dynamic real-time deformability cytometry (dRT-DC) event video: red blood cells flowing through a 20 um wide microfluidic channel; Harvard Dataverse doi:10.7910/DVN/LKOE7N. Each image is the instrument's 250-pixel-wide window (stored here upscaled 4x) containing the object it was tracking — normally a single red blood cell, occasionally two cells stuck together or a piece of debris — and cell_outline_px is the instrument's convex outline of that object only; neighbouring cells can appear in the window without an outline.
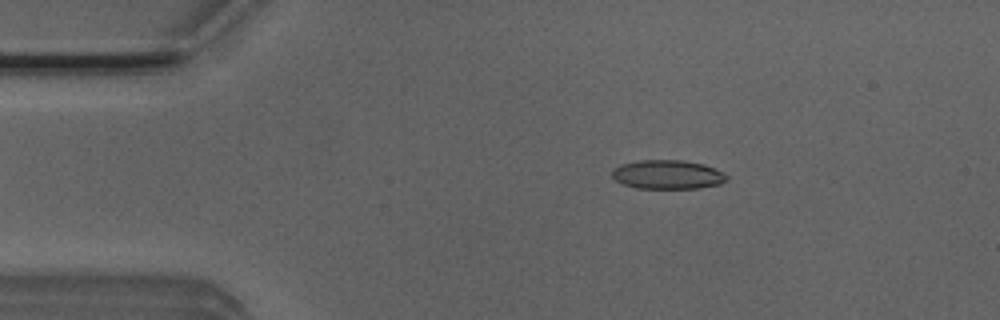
{"species": "Egyptian fruit bat (a non-hibernating species)", "species_latin": "Rousettus aegyptiacus", "temperature_condition": "room temperature", "stored_images_in_passage": 7, "camera_frame_rate_fps": 3000, "um_per_image_px": 0.085, "animal": {"sex": "male"}, "frame": {"image": 1, "passage_image": 1, "time_ms": 0.0, "image_size_px": [1000, 320], "cell_outline_px": [[728, 180], [720, 184], [696, 188], [636, 188], [620, 184], [612, 176], [612, 168], [620, 164], [640, 160], [680, 160], [704, 164], [728, 176]], "centroid_in_image_um": [56.69, 14.84], "position_along_channel_um": 28.3, "area_um2": 19.36}}
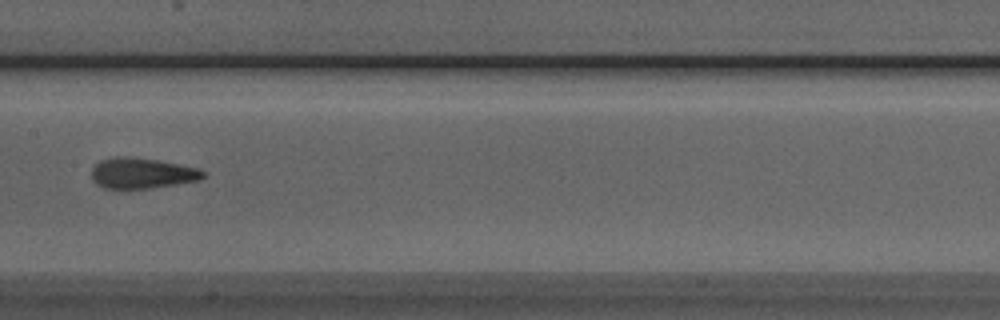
{"frame": {"image": 2, "passage_image": 6, "time_ms": 1.667, "image_size_px": [1000, 320], "cell_outline_px": [[204, 176], [200, 180], [152, 188], [104, 188], [96, 184], [92, 180], [92, 168], [100, 160], [116, 156], [128, 156], [156, 160], [200, 168], [204, 172]], "centroid_in_image_um": [12.05, 14.72], "position_along_channel_um": 195.3, "area_um2": 19.88}}
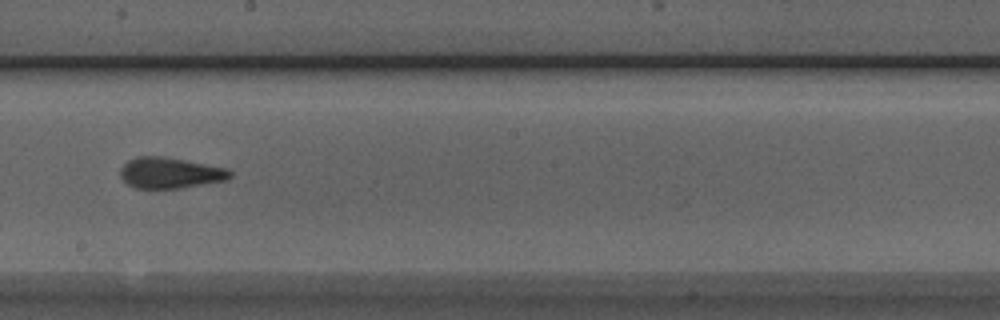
{"frame": {"image": 3, "passage_image": 7, "time_ms": 2.0, "image_size_px": [1000, 320], "cell_outline_px": [[232, 176], [228, 180], [180, 188], [136, 188], [128, 184], [120, 176], [120, 168], [128, 160], [136, 156], [164, 156], [228, 168], [232, 172]], "centroid_in_image_um": [14.48, 14.69], "position_along_channel_um": 233.7, "area_um2": 19.88}}